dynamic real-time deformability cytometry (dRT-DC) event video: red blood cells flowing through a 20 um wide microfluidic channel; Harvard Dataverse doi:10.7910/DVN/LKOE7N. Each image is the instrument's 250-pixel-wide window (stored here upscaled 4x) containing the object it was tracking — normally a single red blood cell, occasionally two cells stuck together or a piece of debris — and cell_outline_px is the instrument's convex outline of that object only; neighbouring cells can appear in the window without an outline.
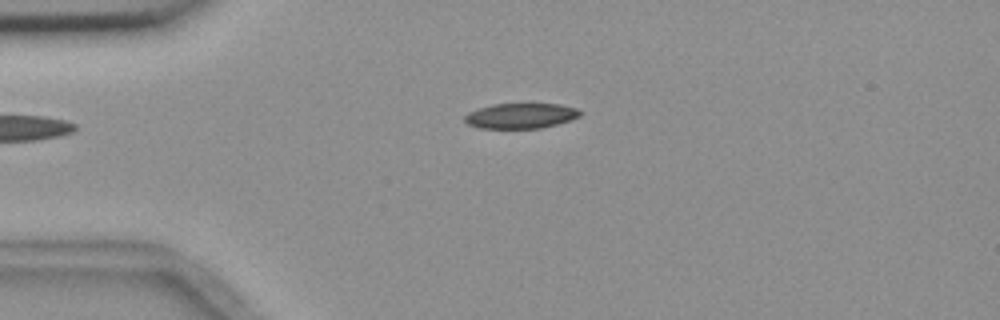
{"species": "common noctule bat (a hibernating species)", "species_latin": "Nyctalus noctula", "temperature_condition": "room temperature", "stored_images_in_passage": 2, "camera_frame_rate_fps": 3000, "um_per_image_px": 0.085, "animal": {"sex": "female", "body_mass_g": 18.4}, "frame": {"image": 1, "passage_image": 2, "time_ms": 1.0, "image_size_px": [1000, 320], "cell_outline_px": [[580, 116], [572, 120], [540, 128], [480, 128], [468, 124], [464, 120], [464, 116], [468, 112], [492, 104], [560, 104], [576, 108], [580, 112]], "centroid_in_image_um": [44.26, 9.84], "position_along_channel_um": 40.7, "area_um2": 16.88}}